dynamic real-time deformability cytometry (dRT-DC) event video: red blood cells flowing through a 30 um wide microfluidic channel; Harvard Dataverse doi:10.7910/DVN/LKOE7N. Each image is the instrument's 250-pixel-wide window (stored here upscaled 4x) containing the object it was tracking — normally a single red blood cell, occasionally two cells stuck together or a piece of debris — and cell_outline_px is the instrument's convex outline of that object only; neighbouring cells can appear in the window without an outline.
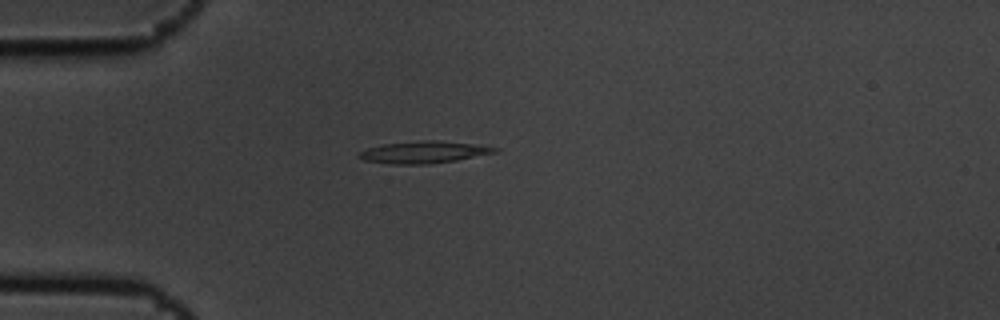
{"species": "common noctule bat (a hibernating species)", "species_latin": "Nyctalus noctula", "temperature_condition": "cold", "stored_images_in_passage": 6, "camera_frame_rate_fps": 3000, "um_per_image_px": 0.085, "animal": {"sex": "male", "body_mass_g": 19.5, "forearm_length_mm": 54.6}, "frame": {"image": 1, "passage_image": 5, "time_ms": 1.333, "image_size_px": [1000, 320], "cell_outline_px": [[500, 152], [456, 160], [428, 164], [388, 164], [364, 160], [360, 156], [360, 152], [368, 148], [384, 144], [424, 140], [440, 140], [480, 144], [500, 148]], "centroid_in_image_um": [36.14, 12.93], "position_along_channel_um": 48.9, "area_um2": 17.51}}